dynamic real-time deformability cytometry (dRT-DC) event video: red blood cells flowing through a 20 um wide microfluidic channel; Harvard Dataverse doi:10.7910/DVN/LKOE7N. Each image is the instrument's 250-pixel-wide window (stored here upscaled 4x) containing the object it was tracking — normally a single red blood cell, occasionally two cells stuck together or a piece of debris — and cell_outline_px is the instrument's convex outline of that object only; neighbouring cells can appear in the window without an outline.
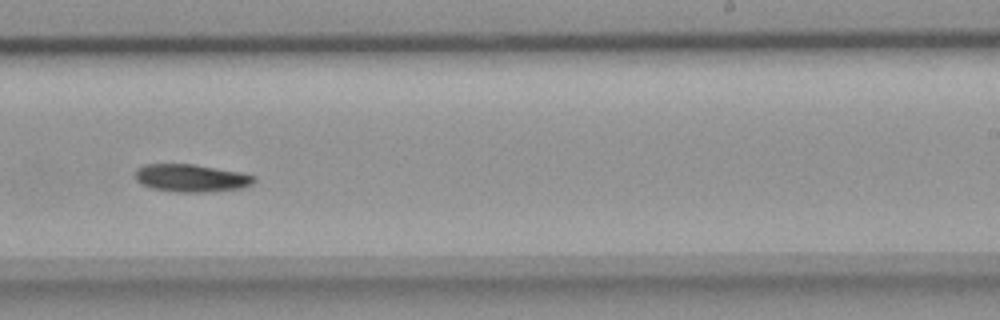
{"species": "common noctule bat (a hibernating species)", "species_latin": "Nyctalus noctula", "temperature_condition": "room temperature", "stored_images_in_passage": 46, "camera_frame_rate_fps": 3000, "um_per_image_px": 0.085, "animal": {"sex": "female", "body_mass_g": 18.4}, "frame": {"image": 1, "passage_image": 27, "time_ms": 8.667, "image_size_px": [1000, 320], "cell_outline_px": [[256, 180], [252, 184], [240, 188], [212, 192], [172, 192], [152, 188], [140, 184], [136, 180], [136, 168], [144, 164], [192, 164], [240, 172], [256, 176]], "centroid_in_image_um": [16.24, 15.14], "position_along_channel_um": 272.8, "area_um2": 19.31}}
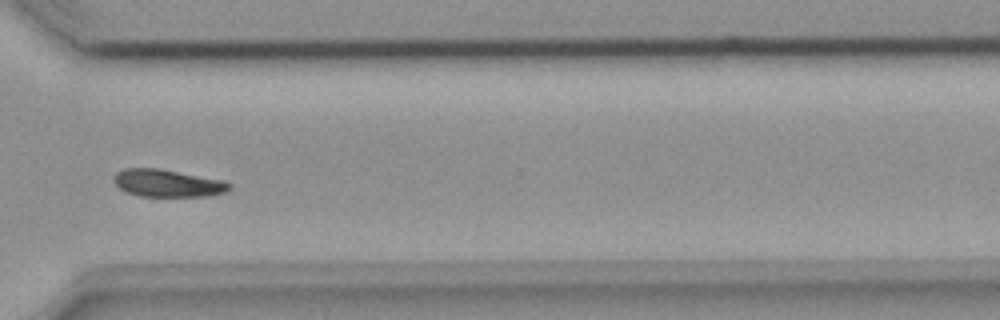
{"frame": {"image": 2, "passage_image": 33, "time_ms": 10.667, "image_size_px": [1000, 320], "cell_outline_px": [[232, 188], [224, 192], [208, 196], [140, 196], [124, 192], [112, 180], [116, 172], [124, 168], [160, 168], [224, 180], [232, 184]], "centroid_in_image_um": [14.24, 15.56], "position_along_channel_um": 356.4, "area_um2": 18.67}}